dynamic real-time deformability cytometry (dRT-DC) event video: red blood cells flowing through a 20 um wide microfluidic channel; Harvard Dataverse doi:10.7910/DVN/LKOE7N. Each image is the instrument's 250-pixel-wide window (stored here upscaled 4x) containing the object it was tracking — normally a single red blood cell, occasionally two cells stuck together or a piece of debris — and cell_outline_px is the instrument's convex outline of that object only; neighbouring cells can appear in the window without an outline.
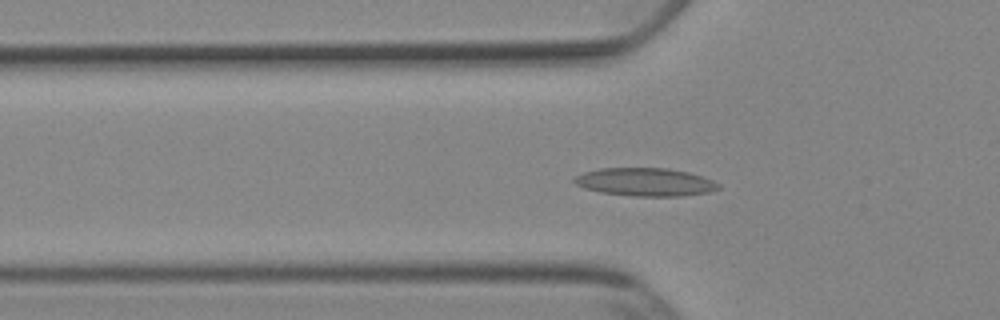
{"species": "Egyptian fruit bat (a non-hibernating species)", "species_latin": "Rousettus aegyptiacus", "temperature_condition": "cold", "stored_images_in_passage": 45, "camera_frame_rate_fps": 3000, "um_per_image_px": 0.085, "animal": {"sex": "female"}, "frame": {"image": 1, "passage_image": 17, "time_ms": 5.333, "image_size_px": [1000, 320], "cell_outline_px": [[720, 188], [708, 192], [684, 196], [632, 196], [600, 192], [584, 188], [576, 184], [572, 180], [576, 176], [584, 172], [600, 168], [668, 168], [688, 172], [712, 180], [720, 184]], "centroid_in_image_um": [54.84, 15.47], "position_along_channel_um": 71.0, "area_um2": 23.58}}
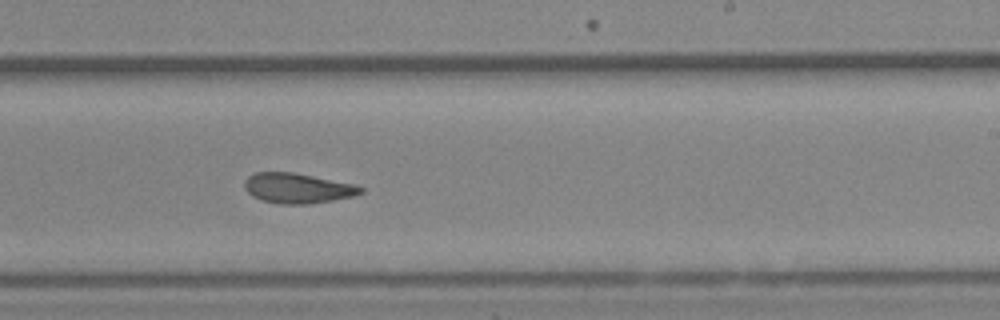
{"frame": {"image": 2, "passage_image": 32, "time_ms": 10.333, "image_size_px": [1000, 320], "cell_outline_px": [[364, 192], [352, 196], [332, 200], [308, 204], [280, 204], [260, 200], [252, 196], [244, 188], [244, 180], [248, 176], [256, 172], [292, 172], [356, 184], [364, 188]], "centroid_in_image_um": [25.28, 15.99], "position_along_channel_um": 263.7, "area_um2": 20.46}}
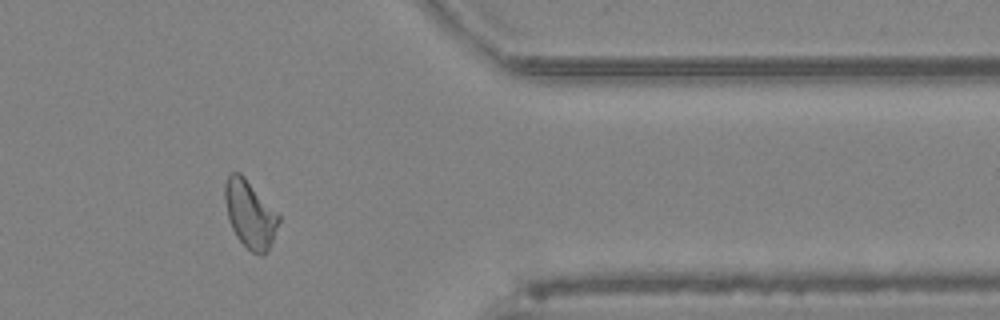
{"frame": {"image": 3, "passage_image": 43, "time_ms": 14.0, "image_size_px": [1000, 320], "cell_outline_px": [[280, 220], [272, 240], [268, 248], [260, 256], [252, 252], [236, 236], [232, 228], [228, 216], [224, 200], [224, 184], [228, 176], [232, 172], [240, 172], [244, 176], [280, 216]], "centroid_in_image_um": [21.22, 18.17], "position_along_channel_um": 390.2, "area_um2": 20.75}, "authors_computed_cell_mechanics": {"area_um2": 21.097, "velocity_mm_per_s": 3.8701, "shape_relaxation_time_tau1_ms": 11.0427, "shape_relaxation_time_tau2_ms": 3.076, "deformation_change_tau1": 0.2425, "deformation_change_tau2": 0.0925}}